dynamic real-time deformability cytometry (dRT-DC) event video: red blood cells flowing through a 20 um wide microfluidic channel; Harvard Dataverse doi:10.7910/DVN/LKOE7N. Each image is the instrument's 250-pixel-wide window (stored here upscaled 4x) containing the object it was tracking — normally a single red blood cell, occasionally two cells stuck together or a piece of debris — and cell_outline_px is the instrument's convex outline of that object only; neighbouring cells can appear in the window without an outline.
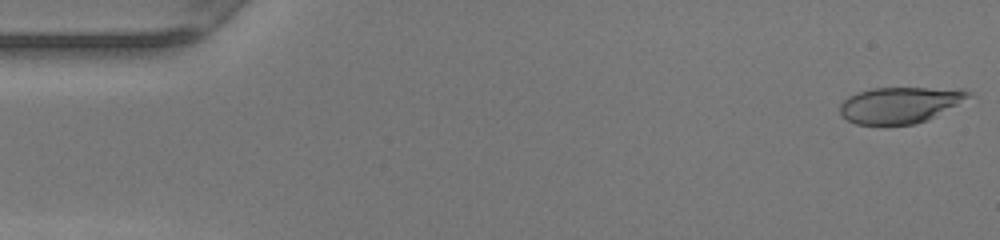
{"species": "human", "species_latin": "Homo sapiens", "temperature_condition": "warm", "stored_images_in_passage": 48, "camera_frame_rate_fps": 3000, "um_per_image_px": 0.085, "donor": {"sex": "female"}, "frame": {"image": 1, "passage_image": 1, "time_ms": 0.0, "image_size_px": [1000, 240], "cell_outline_px": [[972, 96], [928, 120], [916, 124], [856, 124], [840, 116], [840, 104], [848, 96], [872, 88], [960, 88], [972, 92]], "centroid_in_image_um": [76.51, 8.91], "position_along_channel_um": 8.5, "area_um2": 27.05}}
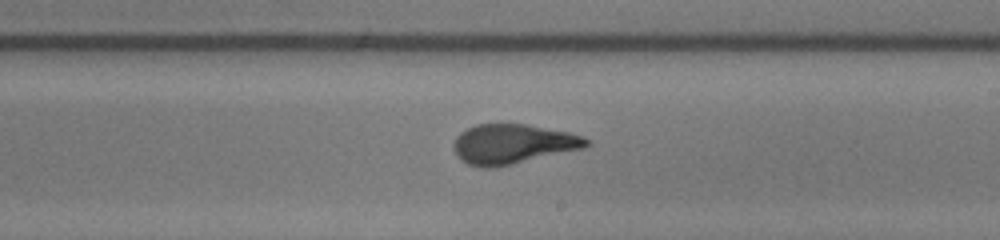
{"frame": {"image": 2, "passage_image": 28, "time_ms": 9.0, "image_size_px": [1000, 240], "cell_outline_px": [[592, 144], [584, 148], [492, 168], [480, 168], [468, 164], [460, 160], [452, 148], [452, 144], [456, 136], [460, 132], [476, 124], [528, 124], [568, 132], [584, 136]], "centroid_in_image_um": [43.55, 12.24], "position_along_channel_um": 245.4, "area_um2": 30.81}}
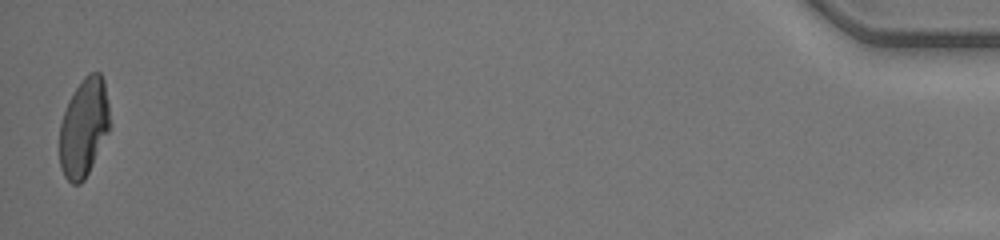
{"frame": {"image": 3, "passage_image": 48, "time_ms": 15.667, "image_size_px": [1000, 240], "cell_outline_px": [[112, 124], [84, 180], [80, 184], [72, 184], [64, 176], [60, 168], [60, 124], [68, 100], [84, 76], [88, 72], [100, 72], [104, 80]], "centroid_in_image_um": [7.14, 10.82], "position_along_channel_um": 428.1, "area_um2": 28.9}, "authors_computed_cell_mechanics": {"area_um2": 30.056, "velocity_mm_per_s": 4.2728, "shape_relaxation_time_tau1_ms": 9.5649, "shape_relaxation_time_tau2_ms": 0.7154, "deformation_change_tau1": 0.3647, "deformation_change_tau2": 0.0705}}